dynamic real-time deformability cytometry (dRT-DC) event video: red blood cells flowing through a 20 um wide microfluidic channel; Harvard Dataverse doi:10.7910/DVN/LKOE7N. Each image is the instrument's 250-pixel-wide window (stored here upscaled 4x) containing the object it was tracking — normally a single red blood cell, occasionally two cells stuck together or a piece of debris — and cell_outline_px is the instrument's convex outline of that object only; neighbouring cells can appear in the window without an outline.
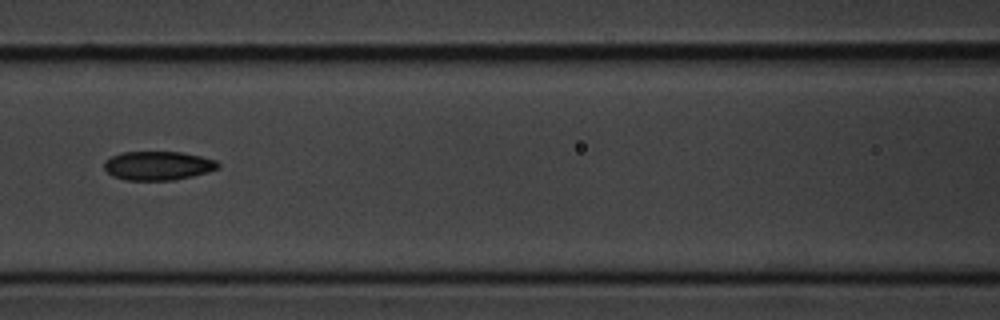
{"species": "common noctule bat (a hibernating species)", "species_latin": "Nyctalus noctula", "temperature_condition": "cold", "stored_images_in_passage": 11, "camera_frame_rate_fps": 3000, "um_per_image_px": 0.085, "animal": {"sex": "male", "body_mass_g": 20.1, "forearm_length_mm": 53.5}, "frame": {"image": 1, "passage_image": 4, "time_ms": 3.333, "image_size_px": [1000, 320], "cell_outline_px": [[220, 164], [216, 168], [192, 176], [172, 180], [124, 180], [112, 176], [104, 168], [104, 160], [112, 156], [124, 152], [180, 152], [200, 156], [216, 160]], "centroid_in_image_um": [13.37, 14.08], "position_along_channel_um": 153.2, "area_um2": 18.96}}
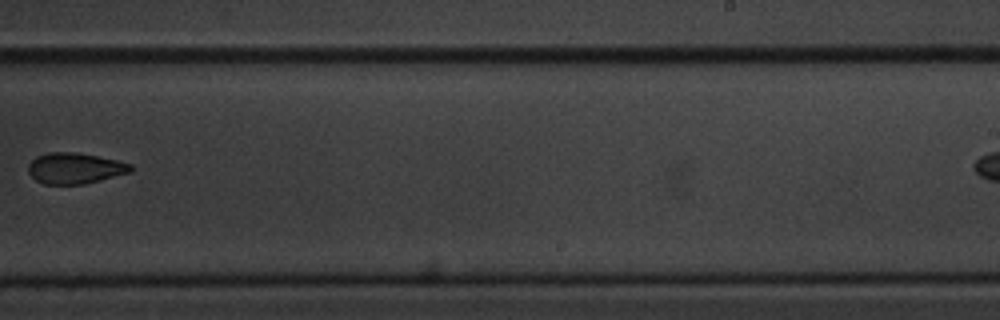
{"frame": {"image": 2, "passage_image": 7, "time_ms": 7.0, "image_size_px": [1000, 320], "cell_outline_px": [[132, 168], [128, 172], [100, 180], [84, 184], [44, 184], [36, 180], [28, 172], [28, 164], [36, 156], [48, 152], [76, 152], [116, 160], [132, 164]], "centroid_in_image_um": [6.32, 14.29], "position_along_channel_um": 282.7, "area_um2": 18.26}}
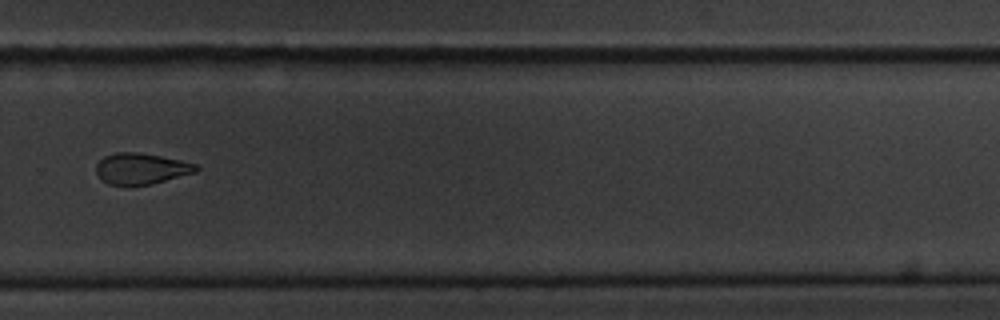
{"frame": {"image": 3, "passage_image": 8, "time_ms": 8.0, "image_size_px": [1000, 320], "cell_outline_px": [[200, 168], [196, 172], [152, 184], [108, 184], [96, 172], [96, 164], [104, 156], [116, 152], [136, 152], [160, 156], [180, 160], [196, 164]], "centroid_in_image_um": [12.02, 14.32], "position_along_channel_um": 317.8, "area_um2": 17.8}}